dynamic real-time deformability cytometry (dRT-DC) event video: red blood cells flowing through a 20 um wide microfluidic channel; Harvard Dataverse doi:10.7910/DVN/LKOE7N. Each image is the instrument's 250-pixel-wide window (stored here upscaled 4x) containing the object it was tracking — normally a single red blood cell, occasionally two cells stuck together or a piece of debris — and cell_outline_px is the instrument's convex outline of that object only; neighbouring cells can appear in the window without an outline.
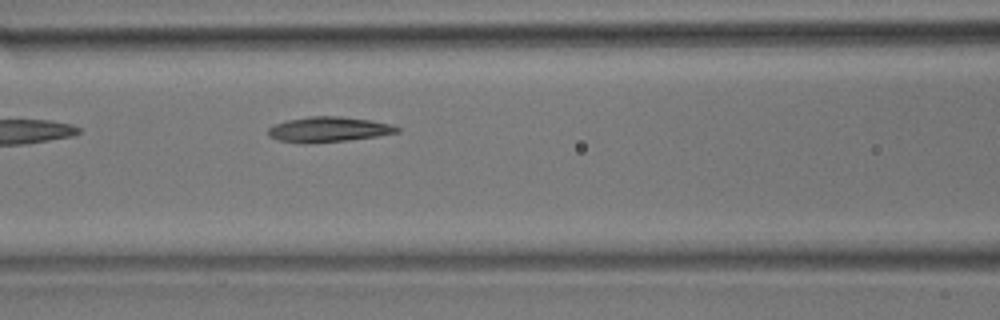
{"species": "common noctule bat (a hibernating species)", "species_latin": "Nyctalus noctula", "temperature_condition": "room temperature", "stored_images_in_passage": 11, "camera_frame_rate_fps": 3000, "um_per_image_px": 0.085, "animal": {"sex": "male", "body_mass_g": 17.9}, "frame": {"image": 1, "passage_image": 5, "time_ms": 1.333, "image_size_px": [1000, 320], "cell_outline_px": [[400, 132], [376, 136], [348, 140], [308, 144], [304, 144], [276, 140], [268, 136], [268, 128], [272, 124], [288, 120], [308, 116], [340, 116], [372, 120], [392, 124], [400, 128]], "centroid_in_image_um": [27.89, 11.0], "position_along_channel_um": 138.7, "area_um2": 19.25}}
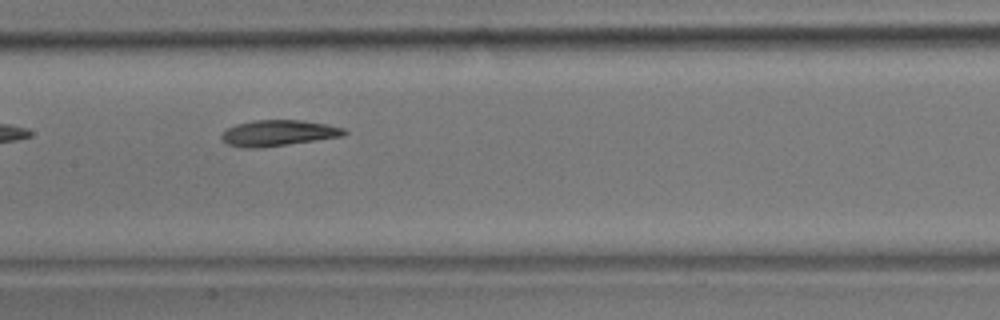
{"frame": {"image": 2, "passage_image": 8, "time_ms": 2.333, "image_size_px": [1000, 320], "cell_outline_px": [[348, 132], [344, 136], [260, 148], [244, 148], [228, 144], [220, 136], [220, 132], [236, 124], [252, 120], [304, 120], [328, 124], [344, 128]], "centroid_in_image_um": [23.66, 11.3], "position_along_channel_um": 183.7, "area_um2": 18.67}}